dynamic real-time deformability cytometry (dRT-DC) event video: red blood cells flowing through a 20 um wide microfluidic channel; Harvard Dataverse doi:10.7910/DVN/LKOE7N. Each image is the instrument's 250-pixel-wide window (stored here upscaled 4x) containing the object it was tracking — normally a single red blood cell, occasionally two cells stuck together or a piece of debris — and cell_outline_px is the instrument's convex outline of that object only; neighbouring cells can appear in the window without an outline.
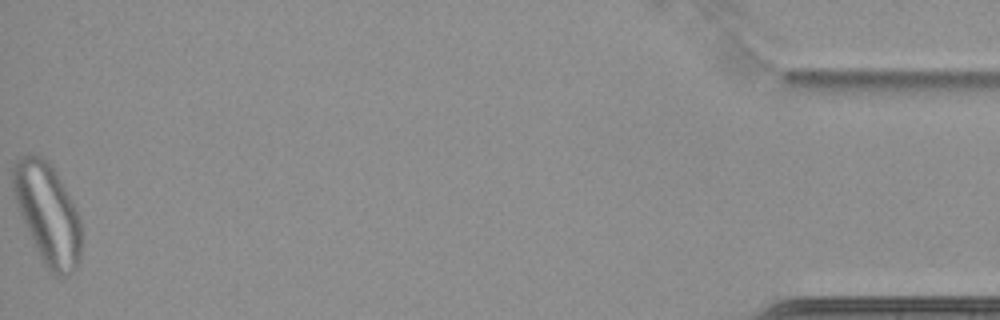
{"species": "common noctule bat (a hibernating species)", "species_latin": "Nyctalus noctula", "temperature_condition": "cold", "stored_images_in_passage": 66, "camera_frame_rate_fps": 3000, "um_per_image_px": 0.085, "animal": {"sex": "female", "body_mass_g": 22.7, "forearm_length_mm": 54.2}, "frame": {"image": 1, "passage_image": 66, "time_ms": 21.667, "image_size_px": [1000, 320], "cell_outline_px": [[80, 256], [76, 268], [64, 276], [52, 276], [44, 264], [32, 240], [20, 212], [12, 188], [12, 168], [16, 160], [20, 156], [40, 156], [52, 164], [80, 220]], "centroid_in_image_um": [4.03, 18.17], "position_along_channel_um": 431.2, "area_um2": 39.13}}